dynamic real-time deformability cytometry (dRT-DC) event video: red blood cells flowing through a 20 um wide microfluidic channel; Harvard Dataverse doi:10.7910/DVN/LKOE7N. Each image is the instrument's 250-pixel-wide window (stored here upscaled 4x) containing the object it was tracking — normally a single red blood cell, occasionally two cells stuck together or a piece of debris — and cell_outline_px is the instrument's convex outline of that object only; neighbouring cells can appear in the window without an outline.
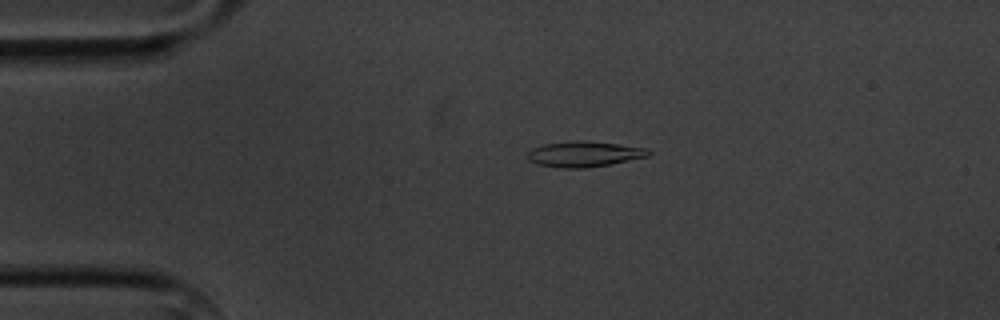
{"species": "common noctule bat (a hibernating species)", "species_latin": "Nyctalus noctula", "temperature_condition": "cold", "stored_images_in_passage": 5, "camera_frame_rate_fps": 3000, "um_per_image_px": 0.085, "animal": {"sex": "male", "body_mass_g": 20.1, "forearm_length_mm": 53.5}, "frame": {"image": 1, "passage_image": 3, "time_ms": 2.667, "image_size_px": [1000, 320], "cell_outline_px": [[652, 152], [648, 156], [612, 164], [588, 168], [560, 168], [536, 164], [528, 160], [528, 152], [532, 148], [544, 144], [576, 140], [588, 140], [648, 148]], "centroid_in_image_um": [49.66, 13.09], "position_along_channel_um": 35.3, "area_um2": 18.26}}